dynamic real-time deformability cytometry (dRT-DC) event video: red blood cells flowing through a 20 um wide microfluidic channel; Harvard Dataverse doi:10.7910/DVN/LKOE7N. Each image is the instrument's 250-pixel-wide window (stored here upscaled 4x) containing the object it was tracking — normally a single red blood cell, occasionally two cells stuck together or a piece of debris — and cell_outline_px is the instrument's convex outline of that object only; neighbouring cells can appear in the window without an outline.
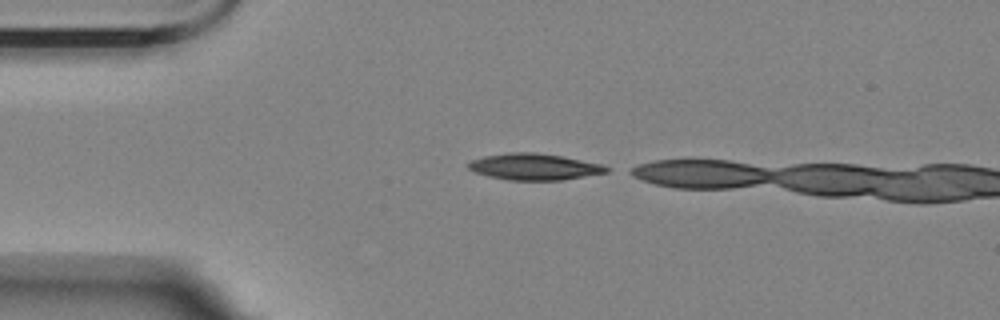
{"species": "Egyptian fruit bat (a non-hibernating species)", "species_latin": "Rousettus aegyptiacus", "temperature_condition": "room temperature", "stored_images_in_passage": 3, "camera_frame_rate_fps": 3000, "um_per_image_px": 0.085, "animal": {"sex": "female"}, "frame": {"image": 1, "passage_image": 1, "time_ms": 0.0, "image_size_px": [1000, 320], "cell_outline_px": [[608, 172], [564, 180], [508, 180], [488, 176], [476, 172], [468, 168], [464, 164], [472, 160], [484, 156], [512, 152], [536, 152], [560, 156], [604, 164], [608, 168]], "centroid_in_image_um": [45.4, 14.17], "position_along_channel_um": 39.6, "area_um2": 21.27}}